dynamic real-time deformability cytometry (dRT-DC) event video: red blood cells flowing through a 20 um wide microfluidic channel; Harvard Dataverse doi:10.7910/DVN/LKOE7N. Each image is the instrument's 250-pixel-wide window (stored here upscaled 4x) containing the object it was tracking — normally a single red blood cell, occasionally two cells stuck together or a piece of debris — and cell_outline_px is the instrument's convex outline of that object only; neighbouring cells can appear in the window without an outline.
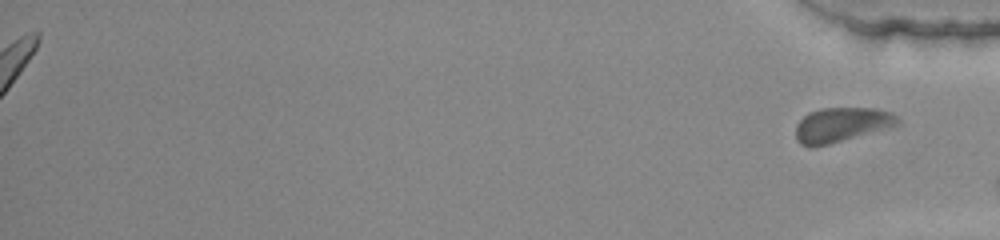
{"species": "common noctule bat (a hibernating species)", "species_latin": "Nyctalus noctula", "temperature_condition": "warm", "stored_images_in_passage": 41, "segment_of_instrument_passage": [2, 2], "camera_frame_rate_fps": 3000, "um_per_image_px": 0.085, "animal": {"sex": "female", "body_mass_g": 22.0, "forearm_length_mm": 56.7}, "frame": {"image": 1, "passage_image": 41, "time_ms": 13.333, "image_size_px": [1000, 240], "cell_outline_px": [[900, 124], [828, 144], [812, 148], [800, 144], [796, 140], [796, 124], [808, 112], [820, 108], [876, 108], [892, 112], [900, 120]], "centroid_in_image_um": [71.49, 10.59], "position_along_channel_um": 363.7, "area_um2": 20.46}}